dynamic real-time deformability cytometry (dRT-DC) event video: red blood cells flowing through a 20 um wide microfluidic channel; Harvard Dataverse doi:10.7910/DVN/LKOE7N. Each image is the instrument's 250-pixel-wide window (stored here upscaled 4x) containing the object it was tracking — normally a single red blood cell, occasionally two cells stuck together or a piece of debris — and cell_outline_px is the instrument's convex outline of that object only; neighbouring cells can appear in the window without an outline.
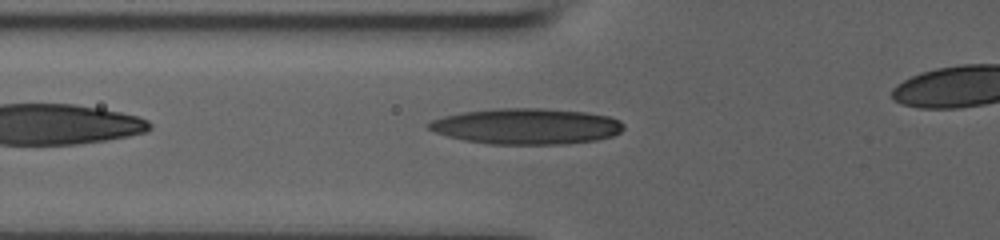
{"species": "human", "species_latin": "Homo sapiens", "temperature_condition": "room temperature", "stored_images_in_passage": 30, "camera_frame_rate_fps": 3000, "um_per_image_px": 0.085, "donor": {"sex": "male"}, "frame": {"image": 1, "passage_image": 2, "time_ms": 0.333, "image_size_px": [1000, 240], "cell_outline_px": [[624, 128], [620, 132], [612, 136], [596, 140], [568, 144], [488, 144], [464, 140], [448, 136], [436, 132], [428, 128], [424, 124], [432, 120], [444, 116], [460, 112], [492, 108], [544, 108], [588, 112], [608, 116], [620, 120], [624, 124]], "centroid_in_image_um": [44.75, 10.73], "position_along_channel_um": 81.0, "area_um2": 41.1}}
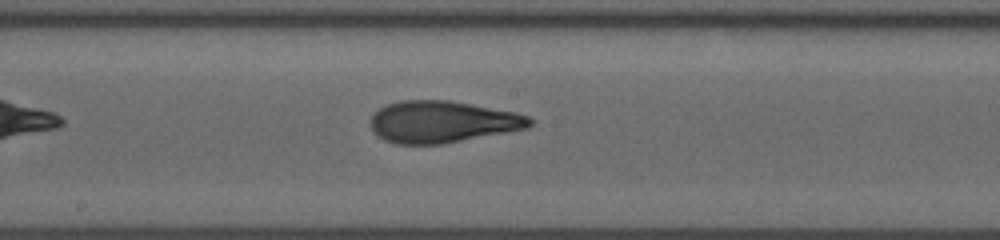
{"frame": {"image": 2, "passage_image": 12, "time_ms": 3.667, "image_size_px": [1000, 240], "cell_outline_px": [[532, 124], [528, 128], [444, 144], [396, 144], [384, 140], [372, 132], [372, 116], [380, 108], [388, 104], [400, 100], [448, 100], [516, 112], [528, 116], [532, 120]], "centroid_in_image_um": [37.61, 10.36], "position_along_channel_um": 210.6, "area_um2": 38.73}}
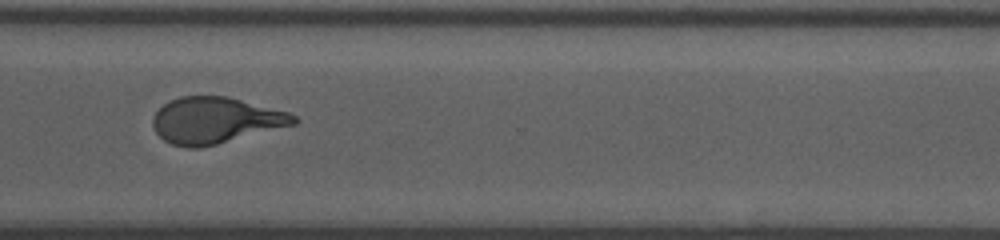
{"frame": {"image": 3, "passage_image": 23, "time_ms": 7.333, "image_size_px": [1000, 240], "cell_outline_px": [[300, 120], [296, 124], [200, 148], [188, 148], [172, 144], [164, 140], [156, 132], [152, 124], [152, 116], [164, 104], [180, 96], [224, 96], [288, 112], [296, 116]], "centroid_in_image_um": [18.29, 10.24], "position_along_channel_um": 352.3, "area_um2": 37.63}}